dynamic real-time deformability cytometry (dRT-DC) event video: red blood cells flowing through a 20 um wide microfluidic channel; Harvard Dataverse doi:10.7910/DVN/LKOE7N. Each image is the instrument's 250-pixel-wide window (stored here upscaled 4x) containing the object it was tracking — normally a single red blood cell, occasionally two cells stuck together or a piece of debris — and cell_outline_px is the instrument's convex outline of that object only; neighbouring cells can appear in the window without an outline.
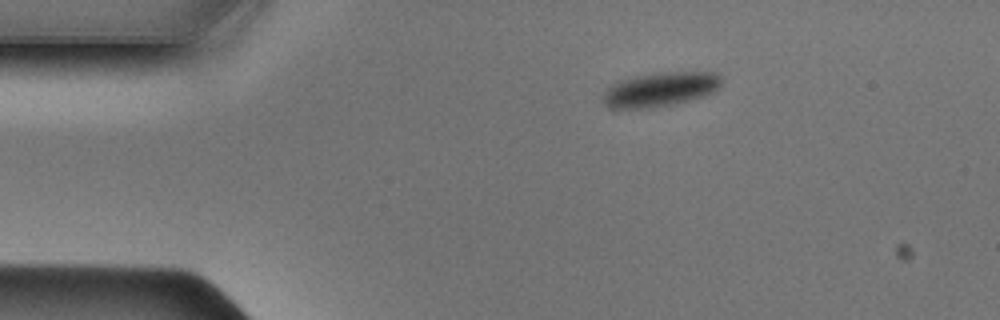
{"species": "Egyptian fruit bat (a non-hibernating species)", "species_latin": "Rousettus aegyptiacus", "temperature_condition": "cold", "stored_images_in_passage": 42, "camera_frame_rate_fps": 3000, "um_per_image_px": 0.085, "animal": {"sex": "male"}, "frame": {"image": 1, "passage_image": 1, "time_ms": 0.0, "image_size_px": [1000, 320], "cell_outline_px": [[724, 80], [716, 92], [704, 96], [676, 104], [644, 108], [620, 108], [604, 104], [604, 92], [612, 84], [620, 80], [636, 76], [664, 72], [716, 72], [724, 76]], "centroid_in_image_um": [56.24, 7.58], "position_along_channel_um": 28.8, "area_um2": 23.7}}
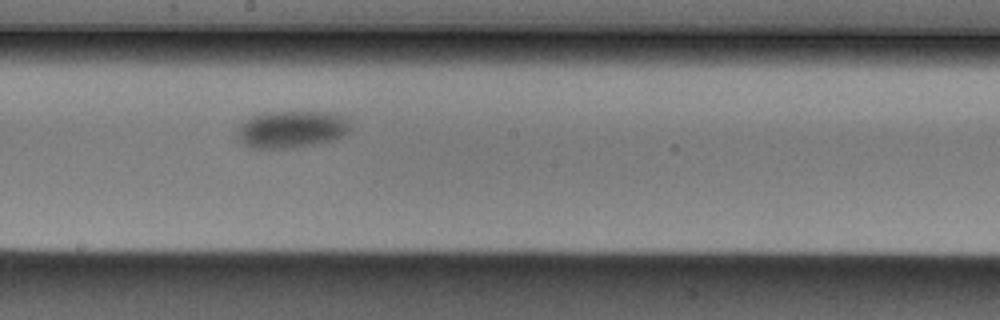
{"frame": {"image": 2, "passage_image": 19, "time_ms": 6.0, "image_size_px": [1000, 320], "cell_outline_px": [[352, 128], [344, 136], [320, 144], [292, 148], [252, 148], [236, 140], [236, 128], [244, 120], [260, 112], [320, 112], [340, 116], [348, 120]], "centroid_in_image_um": [24.72, 11.01], "position_along_channel_um": 223.5, "area_um2": 24.85}}
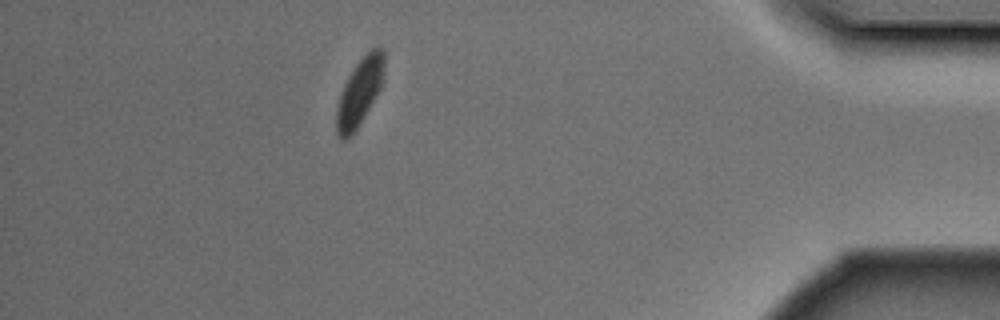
{"frame": {"image": 3, "passage_image": 36, "time_ms": 11.667, "image_size_px": [1000, 320], "cell_outline_px": [[384, 80], [380, 88], [352, 136], [344, 140], [336, 132], [336, 108], [344, 84], [348, 76], [356, 64], [372, 48], [384, 48]], "centroid_in_image_um": [30.57, 7.82], "position_along_channel_um": 404.6, "area_um2": 18.38}}